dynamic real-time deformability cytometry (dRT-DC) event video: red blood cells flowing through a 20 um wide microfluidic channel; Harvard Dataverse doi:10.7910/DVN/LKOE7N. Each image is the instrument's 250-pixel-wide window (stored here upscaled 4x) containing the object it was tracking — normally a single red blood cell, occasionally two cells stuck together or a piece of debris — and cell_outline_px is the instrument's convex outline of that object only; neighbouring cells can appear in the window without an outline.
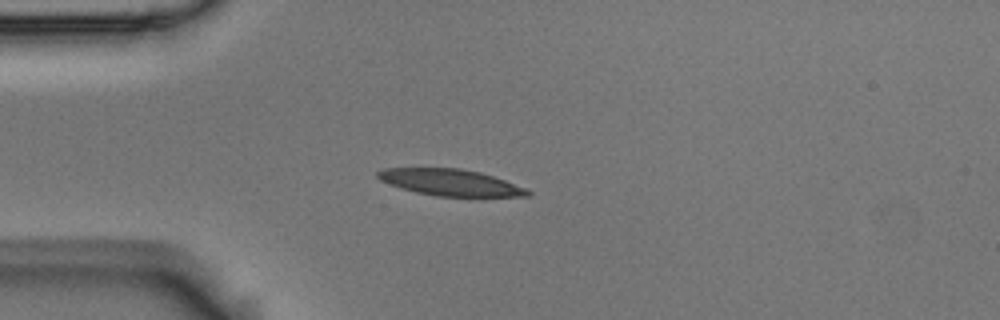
{"species": "Egyptian fruit bat (a non-hibernating species)", "species_latin": "Rousettus aegyptiacus", "temperature_condition": "room temperature", "stored_images_in_passage": 1, "camera_frame_rate_fps": 3000, "um_per_image_px": 0.085, "animal": {"sex": "male"}, "frame": {"image": 1, "passage_image": 1, "time_ms": 0.0, "image_size_px": [1000, 320], "cell_outline_px": [[532, 192], [528, 196], [436, 196], [416, 192], [400, 188], [380, 180], [376, 176], [376, 172], [384, 168], [460, 168], [480, 172], [504, 180], [524, 188]], "centroid_in_image_um": [38.23, 15.5], "position_along_channel_um": 46.8, "area_um2": 22.89}}